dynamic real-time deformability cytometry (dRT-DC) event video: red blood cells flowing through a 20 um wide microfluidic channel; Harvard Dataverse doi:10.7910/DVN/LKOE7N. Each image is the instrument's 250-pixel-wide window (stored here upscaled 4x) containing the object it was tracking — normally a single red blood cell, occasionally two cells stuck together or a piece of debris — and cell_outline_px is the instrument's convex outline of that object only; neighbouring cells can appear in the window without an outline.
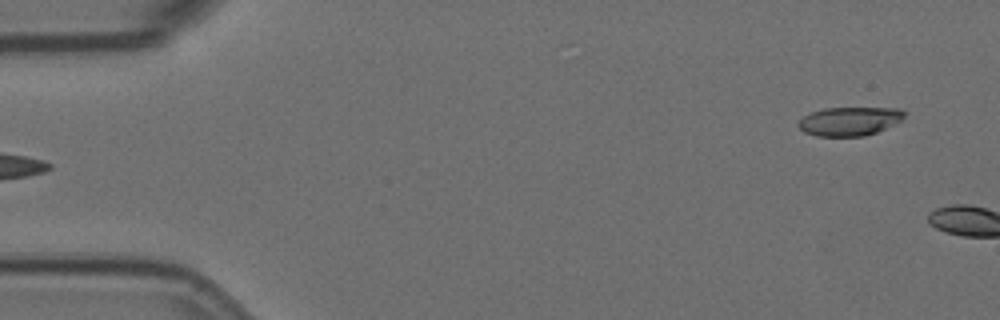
{"species": "Egyptian fruit bat (a non-hibernating species)", "species_latin": "Rousettus aegyptiacus", "temperature_condition": "room temperature", "stored_images_in_passage": 5, "segment_of_instrument_passage": [2, 2], "camera_frame_rate_fps": 3000, "um_per_image_px": 0.085, "animal": {"sex": "female"}, "frame": {"image": 1, "passage_image": 5, "time_ms": 1.333, "image_size_px": [1000, 320], "cell_outline_px": [[904, 116], [900, 120], [876, 132], [864, 136], [816, 136], [804, 132], [796, 124], [804, 116], [812, 112], [824, 108], [900, 108], [904, 112]], "centroid_in_image_um": [72.16, 10.3], "position_along_channel_um": 12.8, "area_um2": 17.51}}